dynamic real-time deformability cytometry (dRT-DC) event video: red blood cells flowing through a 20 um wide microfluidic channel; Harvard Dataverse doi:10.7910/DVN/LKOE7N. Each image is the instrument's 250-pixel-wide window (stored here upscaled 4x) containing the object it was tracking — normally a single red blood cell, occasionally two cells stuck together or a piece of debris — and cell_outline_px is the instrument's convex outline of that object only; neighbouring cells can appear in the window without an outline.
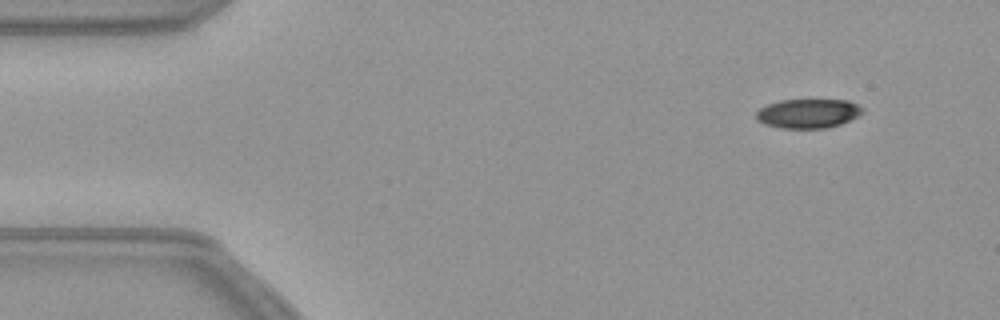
{"species": "common noctule bat (a hibernating species)", "species_latin": "Nyctalus noctula", "temperature_condition": "warm", "stored_images_in_passage": 50, "camera_frame_rate_fps": 3000, "um_per_image_px": 0.085, "animal": {"sex": "female", "body_mass_g": 21.9}, "frame": {"image": 1, "passage_image": 1, "time_ms": 0.0, "image_size_px": [1000, 320], "cell_outline_px": [[864, 112], [840, 124], [828, 128], [780, 128], [764, 124], [756, 120], [756, 112], [760, 108], [768, 104], [780, 100], [848, 100], [864, 108]], "centroid_in_image_um": [68.67, 9.64], "position_along_channel_um": 16.3, "area_um2": 18.09}}
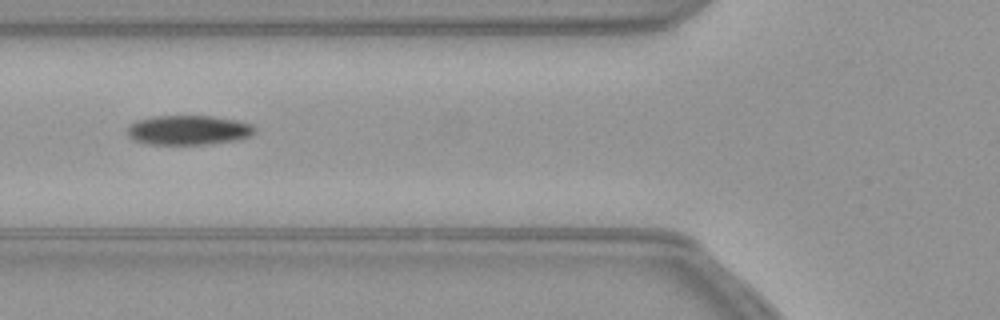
{"frame": {"image": 2, "passage_image": 16, "time_ms": 5.0, "image_size_px": [1000, 320], "cell_outline_px": [[256, 132], [248, 136], [236, 140], [208, 144], [148, 144], [136, 140], [128, 136], [128, 124], [136, 120], [152, 116], [212, 116], [236, 120], [252, 124], [256, 128]], "centroid_in_image_um": [16.01, 11.05], "position_along_channel_um": 109.8, "area_um2": 21.96}}
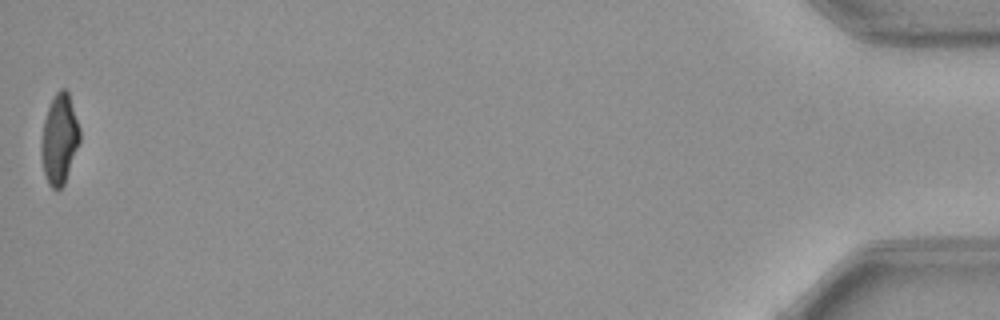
{"frame": {"image": 3, "passage_image": 50, "time_ms": 16.333, "image_size_px": [1000, 320], "cell_outline_px": [[80, 140], [64, 184], [60, 188], [52, 188], [48, 184], [44, 172], [40, 156], [40, 140], [44, 120], [48, 108], [56, 92], [60, 88], [64, 88], [68, 92], [80, 128]], "centroid_in_image_um": [5.03, 11.82], "position_along_channel_um": 430.2, "area_um2": 20.11}}